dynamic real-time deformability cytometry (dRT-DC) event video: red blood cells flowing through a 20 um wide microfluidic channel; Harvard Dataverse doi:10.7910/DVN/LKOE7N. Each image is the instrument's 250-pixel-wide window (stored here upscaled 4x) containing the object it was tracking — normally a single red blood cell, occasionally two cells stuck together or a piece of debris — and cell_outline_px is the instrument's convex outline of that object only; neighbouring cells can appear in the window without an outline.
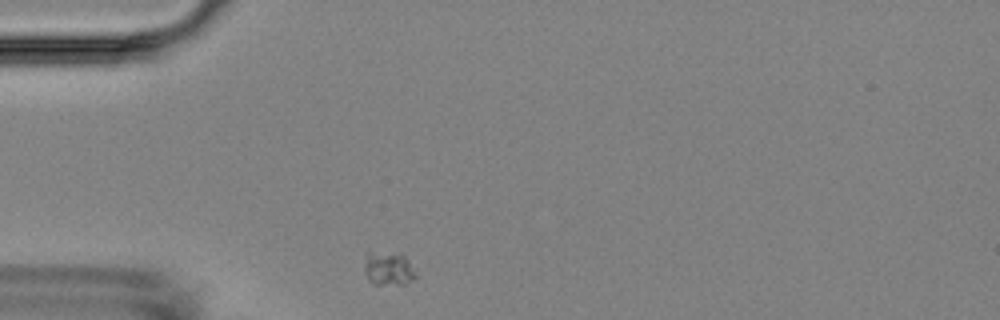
{"species": "Egyptian fruit bat (a non-hibernating species)", "species_latin": "Rousettus aegyptiacus", "temperature_condition": "room temperature", "stored_images_in_passage": 1, "camera_frame_rate_fps": 3000, "um_per_image_px": 0.085, "animal": {"sex": "female"}, "frame": {"image": 1, "passage_image": 1, "time_ms": 0.0, "image_size_px": [1000, 320], "cell_outline_px": [[416, 276], [412, 280], [404, 284], [372, 284], [368, 280], [364, 272], [364, 268], [368, 252], [400, 252], [408, 260]], "centroid_in_image_um": [32.99, 22.82], "position_along_channel_um": 52.0, "area_um2": 10.06}}